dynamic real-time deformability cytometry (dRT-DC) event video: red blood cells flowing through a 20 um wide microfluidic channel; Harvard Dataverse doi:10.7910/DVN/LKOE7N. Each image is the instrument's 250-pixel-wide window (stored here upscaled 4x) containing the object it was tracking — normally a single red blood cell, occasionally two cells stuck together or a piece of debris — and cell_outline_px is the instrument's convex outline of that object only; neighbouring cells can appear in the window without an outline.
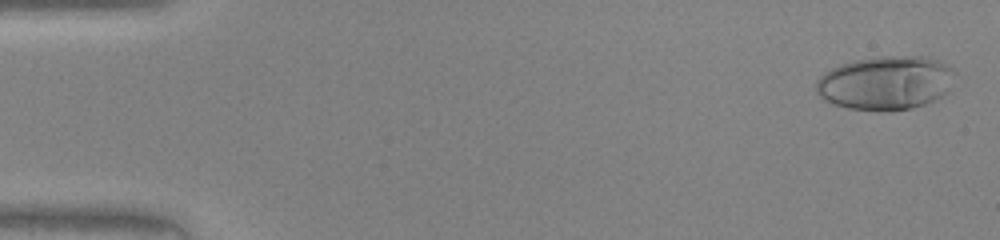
{"species": "human", "species_latin": "Homo sapiens", "temperature_condition": "warm", "stored_images_in_passage": 47, "camera_frame_rate_fps": 3000, "um_per_image_px": 0.085, "donor": {"sex": "female"}, "frame": {"image": 1, "passage_image": 2, "time_ms": 0.333, "image_size_px": [1000, 240], "cell_outline_px": [[956, 72], [944, 92], [940, 96], [924, 104], [912, 108], [848, 108], [832, 104], [824, 100], [816, 92], [816, 80], [824, 72], [840, 64], [856, 60], [880, 56], [924, 56], [940, 60], [956, 68]], "centroid_in_image_um": [75.26, 6.99], "position_along_channel_um": 9.7, "area_um2": 42.83}}
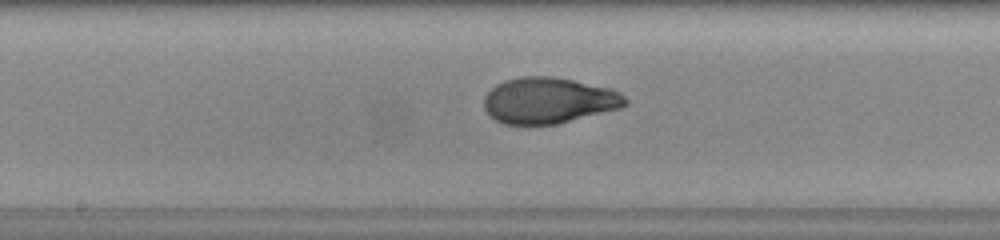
{"frame": {"image": 2, "passage_image": 25, "time_ms": 8.0, "image_size_px": [1000, 240], "cell_outline_px": [[628, 104], [620, 108], [556, 124], [504, 124], [496, 120], [484, 108], [484, 96], [496, 84], [504, 80], [520, 76], [552, 76], [612, 88], [620, 92], [628, 100]], "centroid_in_image_um": [46.65, 8.53], "position_along_channel_um": 201.6, "area_um2": 37.86}}
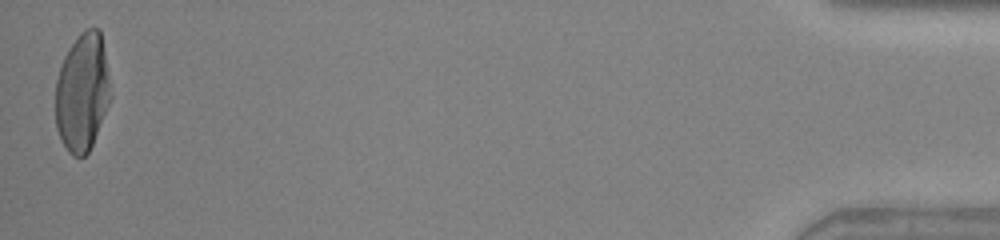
{"frame": {"image": 3, "passage_image": 47, "time_ms": 15.333, "image_size_px": [1000, 240], "cell_outline_px": [[112, 96], [92, 144], [88, 152], [84, 156], [72, 156], [68, 152], [60, 140], [56, 128], [56, 80], [64, 56], [68, 48], [80, 32], [84, 28], [100, 28]], "centroid_in_image_um": [6.99, 7.84], "position_along_channel_um": 428.2, "area_um2": 37.97}}